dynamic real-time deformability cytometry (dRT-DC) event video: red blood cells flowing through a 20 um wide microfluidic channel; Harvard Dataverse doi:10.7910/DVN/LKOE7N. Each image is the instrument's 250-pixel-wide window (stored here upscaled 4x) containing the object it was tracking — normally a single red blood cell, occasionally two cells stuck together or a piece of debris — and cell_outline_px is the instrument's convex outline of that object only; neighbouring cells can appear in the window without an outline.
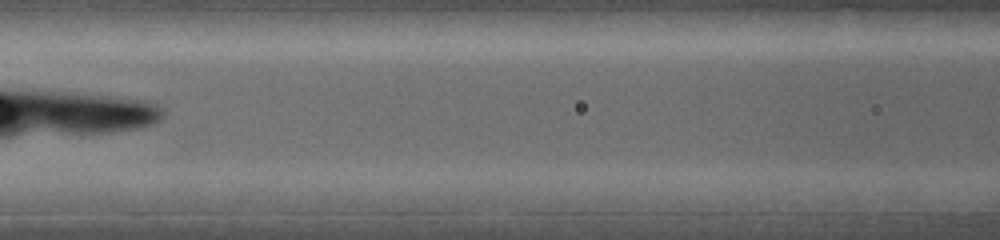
{"species": "common noctule bat (a hibernating species)", "species_latin": "Nyctalus noctula", "temperature_condition": "warm", "stored_images_in_passage": 8, "segment_of_instrument_passage": [1, 2], "camera_frame_rate_fps": 5000, "um_per_image_px": 0.085, "animal": {"sex": "female", "body_mass_g": 19.0, "forearm_length_mm": 53.3}, "frame": {"image": 1, "passage_image": 7, "time_ms": 2.6, "image_size_px": [1000, 240], "cell_outline_px": [[300, 196], [296, 212], [288, 212], [236, 208], [224, 192], [232, 188], [288, 188], [300, 192]], "centroid_in_image_um": [22.51, 16.91], "position_along_channel_um": 144.1, "area_um2": 10.87}}